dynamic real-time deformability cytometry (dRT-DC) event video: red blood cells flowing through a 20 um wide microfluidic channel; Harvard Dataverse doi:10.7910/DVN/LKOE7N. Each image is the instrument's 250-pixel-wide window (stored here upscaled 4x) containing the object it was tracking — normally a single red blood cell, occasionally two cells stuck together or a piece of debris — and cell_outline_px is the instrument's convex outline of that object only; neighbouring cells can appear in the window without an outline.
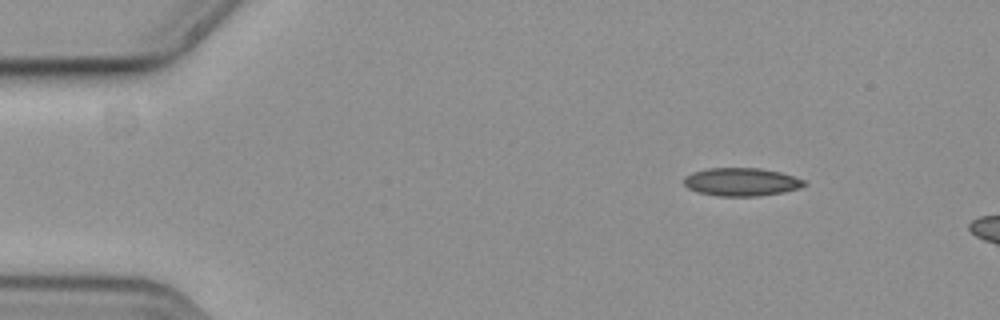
{"species": "common noctule bat (a hibernating species)", "species_latin": "Nyctalus noctula", "temperature_condition": "cold", "stored_images_in_passage": 7, "camera_frame_rate_fps": 3000, "um_per_image_px": 0.085, "animal": {"sex": "female", "body_mass_g": 19.3, "forearm_length_mm": 54.1}, "frame": {"image": 1, "passage_image": 1, "time_ms": 0.0, "image_size_px": [1000, 320], "cell_outline_px": [[808, 184], [800, 188], [784, 192], [760, 196], [720, 196], [696, 192], [688, 188], [684, 184], [684, 176], [692, 172], [708, 168], [760, 168], [780, 172], [804, 180]], "centroid_in_image_um": [63.01, 15.46], "position_along_channel_um": 22.0, "area_um2": 19.83}}